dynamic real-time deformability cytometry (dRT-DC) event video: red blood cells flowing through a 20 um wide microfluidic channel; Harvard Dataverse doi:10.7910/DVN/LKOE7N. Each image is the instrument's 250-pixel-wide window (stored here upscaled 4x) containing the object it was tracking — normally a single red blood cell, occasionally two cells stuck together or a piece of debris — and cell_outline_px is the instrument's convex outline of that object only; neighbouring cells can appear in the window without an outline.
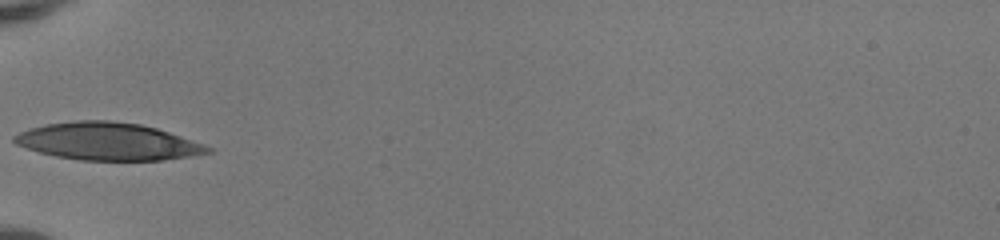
{"species": "human", "species_latin": "Homo sapiens", "temperature_condition": "room temperature", "stored_images_in_passage": 21, "camera_frame_rate_fps": 3000, "um_per_image_px": 0.085, "donor": {"sex": "female"}, "frame": {"image": 1, "passage_image": 1, "time_ms": 0.0, "image_size_px": [1000, 240], "cell_outline_px": [[212, 152], [164, 160], [80, 160], [56, 156], [40, 152], [16, 144], [12, 140], [12, 136], [28, 128], [44, 124], [76, 120], [108, 120], [140, 124], [156, 128], [204, 144], [212, 148]], "centroid_in_image_um": [9.13, 12.01], "position_along_channel_um": 75.9, "area_um2": 42.02}}
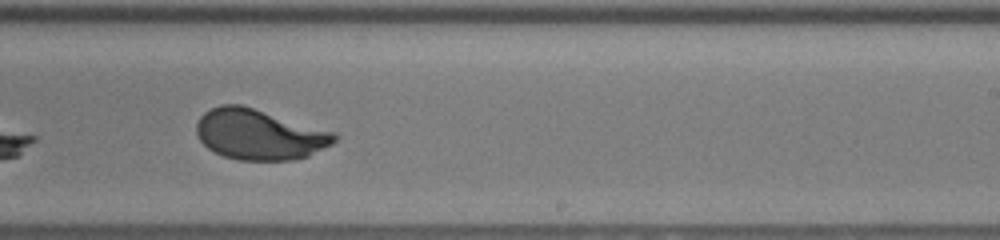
{"frame": {"image": 2, "passage_image": 15, "time_ms": 4.667, "image_size_px": [1000, 240], "cell_outline_px": [[336, 140], [332, 144], [308, 156], [292, 160], [236, 160], [224, 156], [208, 148], [200, 140], [196, 132], [196, 124], [200, 116], [204, 112], [220, 104], [240, 104], [336, 132]], "centroid_in_image_um": [22.03, 11.43], "position_along_channel_um": 267.0, "area_um2": 40.52}}
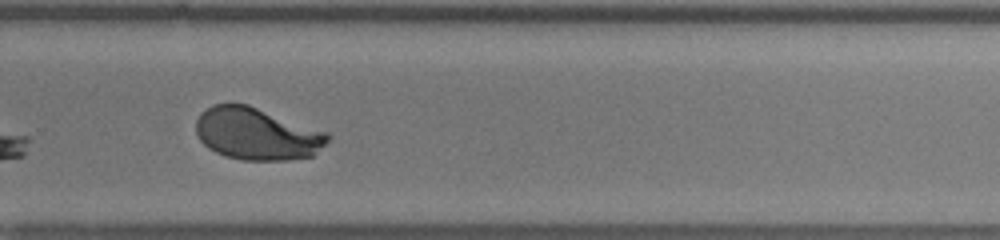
{"frame": {"image": 3, "passage_image": 18, "time_ms": 5.667, "image_size_px": [1000, 240], "cell_outline_px": [[332, 136], [312, 156], [288, 160], [244, 160], [224, 156], [208, 148], [200, 140], [196, 132], [196, 120], [212, 104], [248, 104], [328, 132]], "centroid_in_image_um": [21.84, 11.38], "position_along_channel_um": 308.0, "area_um2": 39.94}}